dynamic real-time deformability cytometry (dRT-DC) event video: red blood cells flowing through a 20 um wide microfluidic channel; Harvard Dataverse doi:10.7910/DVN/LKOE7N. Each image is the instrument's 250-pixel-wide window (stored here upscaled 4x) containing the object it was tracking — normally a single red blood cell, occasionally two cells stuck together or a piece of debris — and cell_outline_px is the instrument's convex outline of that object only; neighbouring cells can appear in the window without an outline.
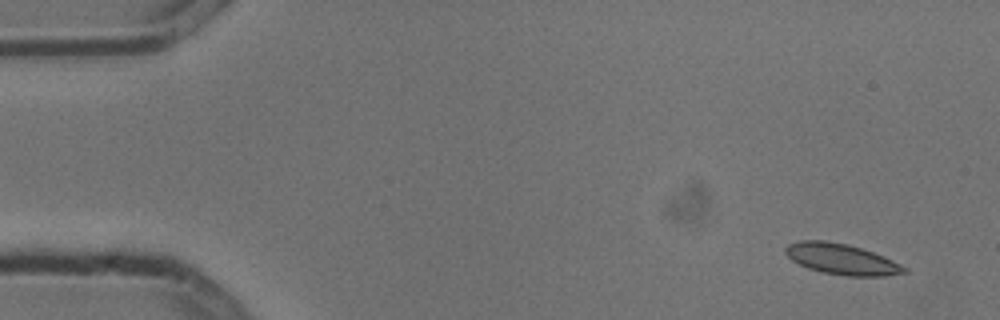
{"species": "common noctule bat (a hibernating species)", "species_latin": "Nyctalus noctula", "temperature_condition": "cold", "stored_images_in_passage": 4, "camera_frame_rate_fps": 3000, "um_per_image_px": 0.085, "animal": {"sex": "male", "body_mass_g": 13.3}, "frame": {"image": 1, "passage_image": 1, "time_ms": 0.0, "image_size_px": [1000, 320], "cell_outline_px": [[908, 272], [884, 276], [844, 276], [824, 272], [808, 268], [792, 260], [784, 252], [784, 248], [788, 244], [800, 240], [824, 240], [848, 244], [884, 256], [908, 268]], "centroid_in_image_um": [71.53, 22.02], "position_along_channel_um": 13.5, "area_um2": 21.27}}